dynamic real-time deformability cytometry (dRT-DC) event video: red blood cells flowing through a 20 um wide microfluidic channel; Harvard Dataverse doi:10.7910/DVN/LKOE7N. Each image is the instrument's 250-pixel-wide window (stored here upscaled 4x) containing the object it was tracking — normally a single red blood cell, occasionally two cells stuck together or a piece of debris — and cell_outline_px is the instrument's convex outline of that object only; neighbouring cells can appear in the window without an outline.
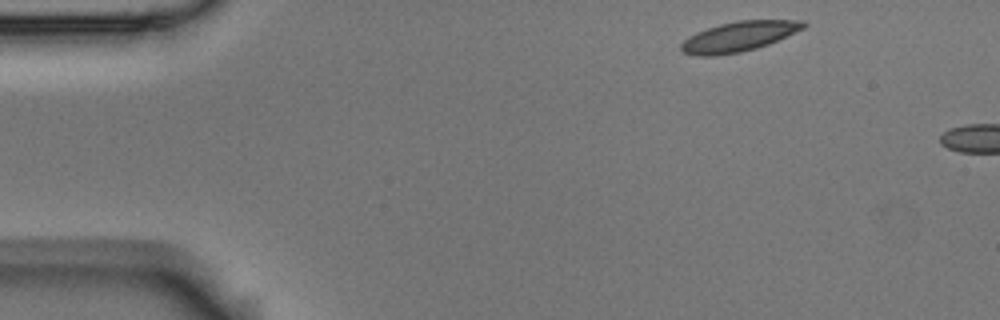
{"species": "Egyptian fruit bat (a non-hibernating species)", "species_latin": "Rousettus aegyptiacus", "temperature_condition": "room temperature", "stored_images_in_passage": 2, "camera_frame_rate_fps": 3000, "um_per_image_px": 0.085, "animal": {"sex": "male"}, "frame": {"image": 1, "passage_image": 1, "time_ms": 0.0, "image_size_px": [1000, 320], "cell_outline_px": [[808, 24], [804, 28], [768, 44], [756, 48], [740, 52], [712, 56], [696, 56], [684, 52], [680, 48], [680, 44], [688, 36], [696, 32], [720, 24], [736, 20], [804, 20]], "centroid_in_image_um": [62.79, 3.1], "position_along_channel_um": 22.2, "area_um2": 21.27}}